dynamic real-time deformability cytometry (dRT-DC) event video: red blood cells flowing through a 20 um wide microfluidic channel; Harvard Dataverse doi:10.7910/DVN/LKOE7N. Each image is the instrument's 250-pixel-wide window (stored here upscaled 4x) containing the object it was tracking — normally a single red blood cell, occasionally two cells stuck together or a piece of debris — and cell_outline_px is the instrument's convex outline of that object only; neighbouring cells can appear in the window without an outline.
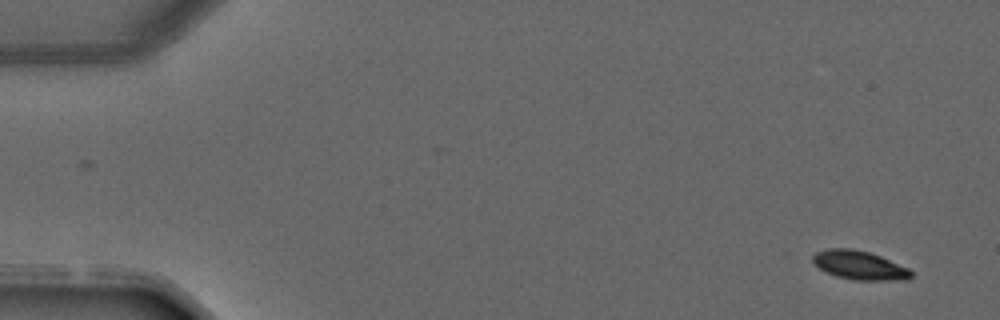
{"species": "common noctule bat (a hibernating species)", "species_latin": "Nyctalus noctula", "temperature_condition": "warm", "stored_images_in_passage": 5, "camera_frame_rate_fps": 3000, "um_per_image_px": 0.085, "animal": {"sex": "male", "forearm_length_mm": 52.5}, "frame": {"image": 1, "passage_image": 1, "time_ms": 0.0, "image_size_px": [1000, 320], "cell_outline_px": [[912, 276], [908, 280], [856, 280], [836, 276], [824, 272], [812, 260], [812, 256], [816, 252], [828, 248], [852, 248], [868, 252], [880, 256], [908, 268], [912, 272]], "centroid_in_image_um": [73.04, 22.54], "position_along_channel_um": 12.0, "area_um2": 16.47}}